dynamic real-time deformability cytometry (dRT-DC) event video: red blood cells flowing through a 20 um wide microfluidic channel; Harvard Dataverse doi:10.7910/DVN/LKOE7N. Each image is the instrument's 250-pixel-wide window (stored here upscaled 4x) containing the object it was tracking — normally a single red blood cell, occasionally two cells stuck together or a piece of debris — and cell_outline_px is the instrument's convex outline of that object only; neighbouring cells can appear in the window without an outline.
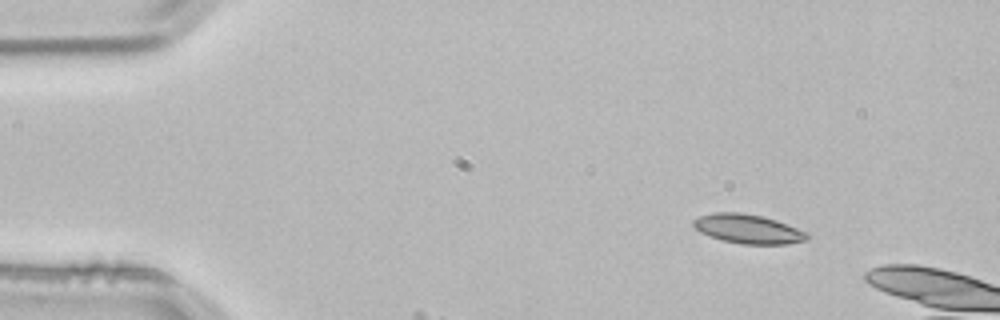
{"species": "common noctule bat (a hibernating species)", "species_latin": "Nyctalus noctula", "temperature_condition": "room temperature", "stored_images_in_passage": 3, "camera_frame_rate_fps": 3000, "um_per_image_px": 0.085, "animal": {"sex": "male", "body_mass_g": 21.5, "forearm_length_mm": 52.0}, "frame": {"image": 1, "passage_image": 1, "time_ms": 0.0, "image_size_px": [1000, 320], "cell_outline_px": [[812, 236], [808, 240], [788, 244], [740, 244], [724, 240], [700, 232], [692, 224], [692, 220], [700, 216], [712, 212], [740, 212], [764, 216], [776, 220], [808, 232]], "centroid_in_image_um": [63.63, 19.45], "position_along_channel_um": 21.4, "area_um2": 19.48}}